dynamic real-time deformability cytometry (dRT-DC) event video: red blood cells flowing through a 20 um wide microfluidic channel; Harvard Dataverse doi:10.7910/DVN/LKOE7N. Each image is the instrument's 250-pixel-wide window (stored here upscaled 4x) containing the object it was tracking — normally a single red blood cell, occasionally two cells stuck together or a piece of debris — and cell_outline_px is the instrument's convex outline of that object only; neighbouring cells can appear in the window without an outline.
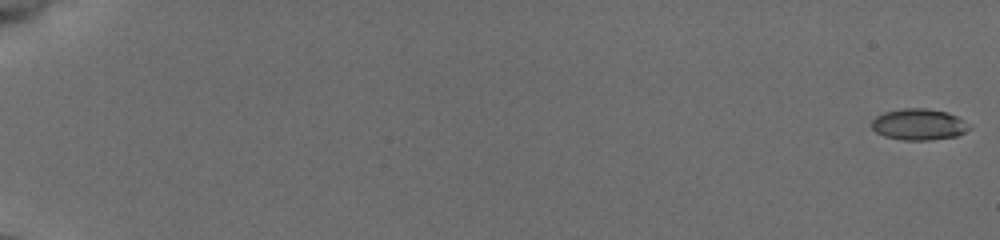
{"species": "common noctule bat (a hibernating species)", "species_latin": "Nyctalus noctula", "temperature_condition": "cold", "stored_images_in_passage": 55, "camera_frame_rate_fps": 3000, "um_per_image_px": 0.085, "animal": {"sex": "female", "body_mass_g": 19.5, "forearm_length_mm": 54.1}, "frame": {"image": 1, "passage_image": 1, "time_ms": 0.0, "image_size_px": [1000, 240], "cell_outline_px": [[972, 128], [956, 136], [928, 140], [904, 140], [884, 136], [876, 132], [872, 128], [872, 120], [876, 116], [884, 112], [904, 108], [924, 108], [948, 112], [972, 124]], "centroid_in_image_um": [78.13, 10.57], "position_along_channel_um": 6.9, "area_um2": 17.86}}
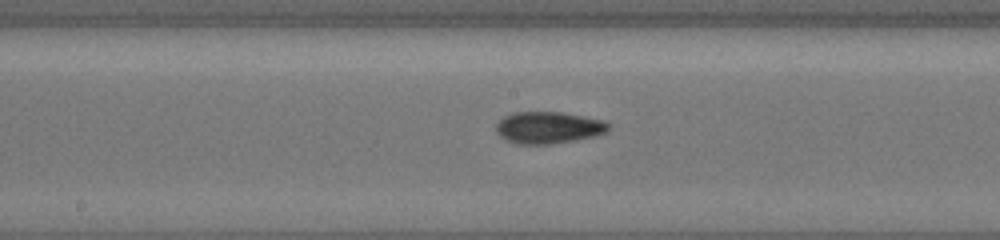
{"frame": {"image": 2, "passage_image": 32, "time_ms": 10.333, "image_size_px": [1000, 240], "cell_outline_px": [[608, 132], [596, 136], [576, 140], [552, 144], [516, 144], [500, 136], [496, 132], [496, 124], [504, 116], [516, 112], [560, 112], [604, 120], [608, 124]], "centroid_in_image_um": [46.62, 10.85], "position_along_channel_um": 201.6, "area_um2": 20.87}}
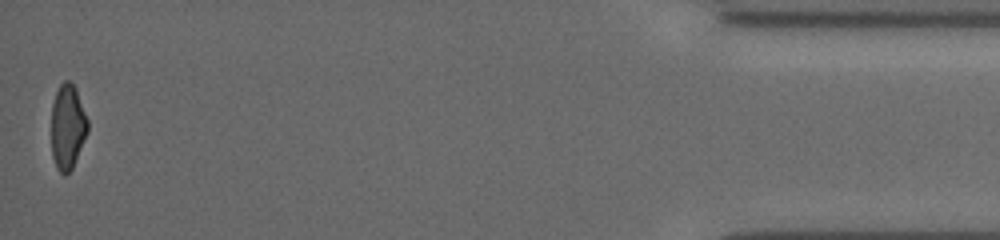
{"frame": {"image": 3, "passage_image": 55, "time_ms": 18.0, "image_size_px": [1000, 240], "cell_outline_px": [[88, 132], [72, 168], [64, 176], [56, 168], [52, 156], [52, 104], [56, 92], [60, 84], [64, 80], [68, 80], [76, 88], [88, 120]], "centroid_in_image_um": [5.75, 10.78], "position_along_channel_um": 429.5, "area_um2": 17.98}, "authors_computed_cell_mechanics": {"area_um2": 18.7272, "velocity_mm_per_s": 3.9386, "shape_relaxation_time_tau1_ms": 3.1676, "shape_relaxation_time_tau2_ms": 2.2068, "deformation_change_tau1": 0.1437, "deformation_change_tau2": 0.0815}}